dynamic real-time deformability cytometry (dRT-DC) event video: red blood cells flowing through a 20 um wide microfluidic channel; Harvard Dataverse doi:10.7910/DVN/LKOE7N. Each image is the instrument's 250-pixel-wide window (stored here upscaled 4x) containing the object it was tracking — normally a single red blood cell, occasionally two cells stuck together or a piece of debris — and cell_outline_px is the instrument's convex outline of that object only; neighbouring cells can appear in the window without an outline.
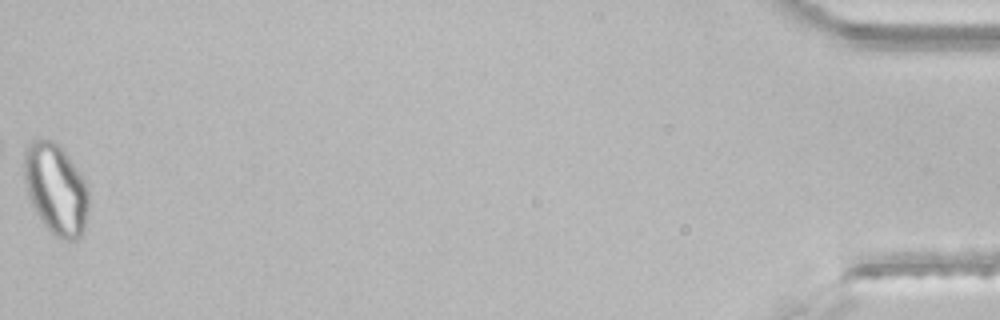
{"species": "common noctule bat (a hibernating species)", "species_latin": "Nyctalus noctula", "temperature_condition": "room temperature", "stored_images_in_passage": 43, "segment_of_instrument_passage": [2, 2], "camera_frame_rate_fps": 3000, "um_per_image_px": 0.085, "animal": {"sex": "male", "body_mass_g": 21.5, "forearm_length_mm": 52.0}, "frame": {"image": 1, "passage_image": 43, "time_ms": 14.0, "image_size_px": [1000, 320], "cell_outline_px": [[88, 212], [84, 232], [76, 240], [60, 240], [44, 224], [32, 204], [28, 196], [24, 176], [24, 156], [28, 144], [32, 140], [52, 140], [60, 144], [84, 180], [88, 192]], "centroid_in_image_um": [4.76, 16.08], "position_along_channel_um": 430.4, "area_um2": 33.99}}